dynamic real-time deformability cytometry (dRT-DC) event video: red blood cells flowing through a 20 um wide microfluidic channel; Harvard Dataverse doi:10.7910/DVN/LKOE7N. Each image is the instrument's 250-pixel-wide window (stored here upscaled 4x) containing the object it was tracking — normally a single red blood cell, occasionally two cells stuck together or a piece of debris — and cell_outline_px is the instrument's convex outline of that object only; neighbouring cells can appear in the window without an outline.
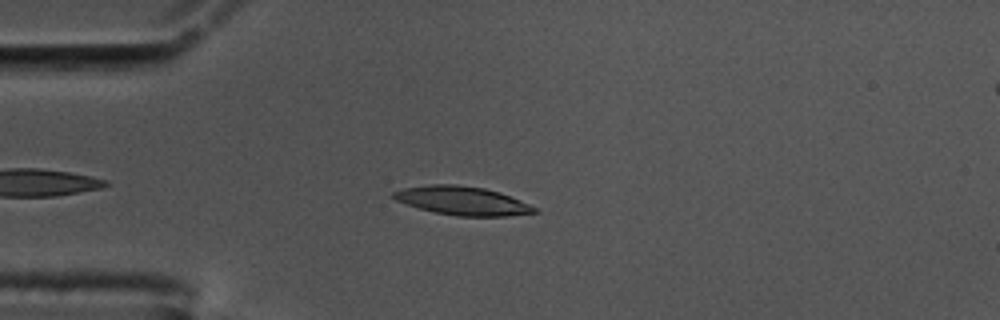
{"species": "common noctule bat (a hibernating species)", "species_latin": "Nyctalus noctula", "temperature_condition": "cold", "stored_images_in_passage": 45, "camera_frame_rate_fps": 3000, "um_per_image_px": 0.085, "animal": {"sex": "male", "body_mass_g": 17.5, "forearm_length_mm": 52.3}, "frame": {"image": 1, "passage_image": 3, "time_ms": 0.667, "image_size_px": [1000, 320], "cell_outline_px": [[540, 212], [504, 216], [456, 216], [436, 212], [420, 208], [396, 200], [392, 196], [392, 192], [404, 188], [432, 184], [456, 184], [484, 188], [500, 192], [520, 200], [536, 208]], "centroid_in_image_um": [39.32, 17.06], "position_along_channel_um": 45.7, "area_um2": 23.29}}
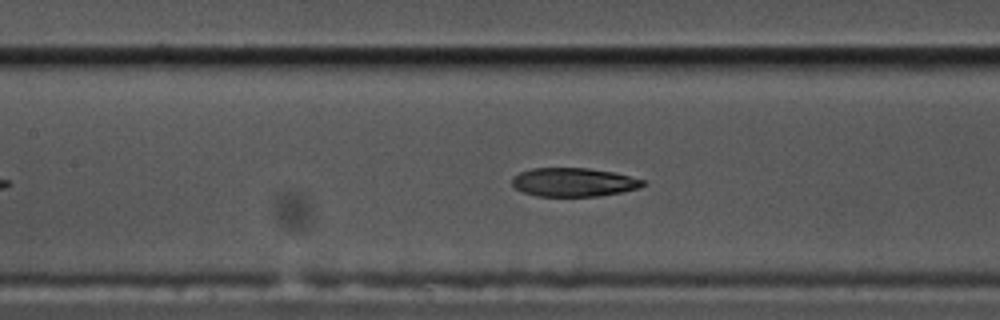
{"frame": {"image": 2, "passage_image": 14, "time_ms": 4.333, "image_size_px": [1000, 320], "cell_outline_px": [[648, 184], [640, 188], [600, 196], [536, 196], [524, 192], [516, 188], [512, 184], [512, 176], [520, 172], [532, 168], [588, 168], [612, 172], [644, 180]], "centroid_in_image_um": [48.76, 15.49], "position_along_channel_um": 158.6, "area_um2": 21.85}}
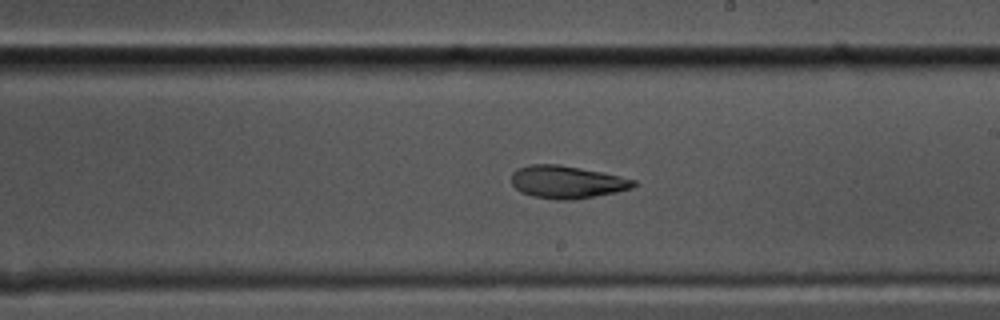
{"frame": {"image": 3, "passage_image": 21, "time_ms": 6.667, "image_size_px": [1000, 320], "cell_outline_px": [[636, 184], [632, 188], [616, 192], [592, 196], [564, 200], [556, 200], [536, 196], [520, 192], [512, 184], [512, 172], [516, 168], [532, 164], [560, 164], [620, 176], [636, 180]], "centroid_in_image_um": [48.16, 15.45], "position_along_channel_um": 240.8, "area_um2": 22.95}, "authors_computed_cell_mechanics": {"area_um2": 23.4668, "velocity_mm_per_s": 3.5408, "shape_relaxation_time_tau1_ms": null, "shape_relaxation_time_tau2_ms": 2.0652, "deformation_change_tau1": null, "deformation_change_tau2": 0.0743}}